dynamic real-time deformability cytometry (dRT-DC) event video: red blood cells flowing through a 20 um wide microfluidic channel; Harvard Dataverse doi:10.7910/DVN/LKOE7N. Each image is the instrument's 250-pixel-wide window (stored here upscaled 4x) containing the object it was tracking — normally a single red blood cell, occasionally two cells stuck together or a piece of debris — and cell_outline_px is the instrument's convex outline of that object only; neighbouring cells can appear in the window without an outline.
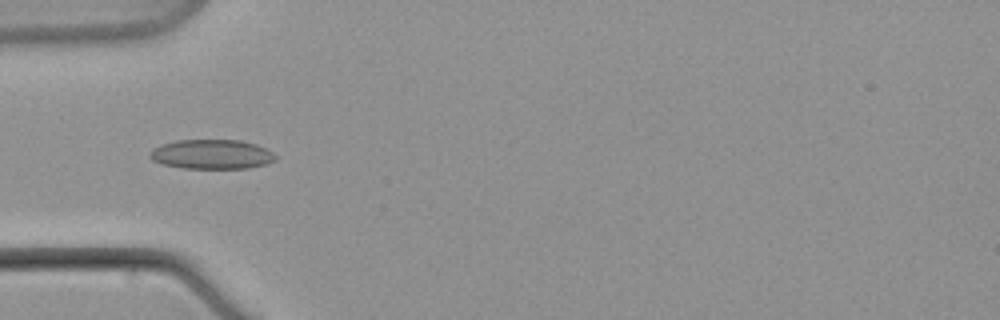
{"species": "common noctule bat (a hibernating species)", "species_latin": "Nyctalus noctula", "temperature_condition": "warm", "stored_images_in_passage": 10, "camera_frame_rate_fps": 3000, "um_per_image_px": 0.085, "animal": {"sex": "male", "body_mass_g": 21.5, "forearm_length_mm": 52.0}, "frame": {"image": 1, "passage_image": 6, "time_ms": 6.333, "image_size_px": [1000, 320], "cell_outline_px": [[276, 160], [268, 164], [248, 168], [184, 168], [164, 164], [152, 160], [148, 156], [148, 152], [152, 148], [160, 144], [176, 140], [240, 140], [256, 144], [272, 152], [276, 156]], "centroid_in_image_um": [17.97, 13.11], "position_along_channel_um": 67.0, "area_um2": 21.73}}
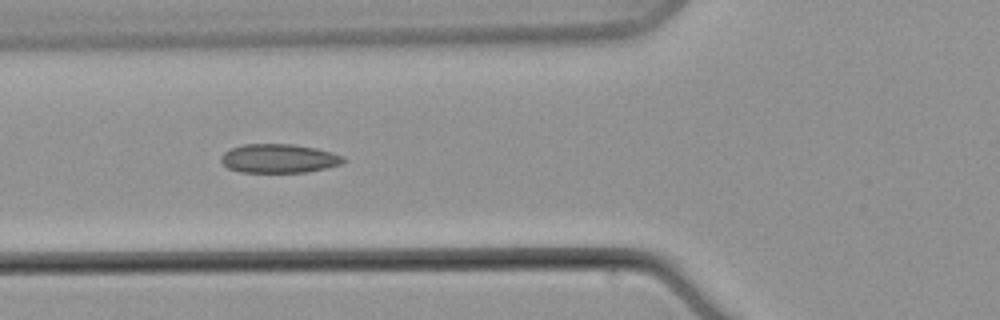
{"frame": {"image": 2, "passage_image": 7, "time_ms": 7.667, "image_size_px": [1000, 320], "cell_outline_px": [[348, 160], [340, 164], [308, 172], [240, 172], [228, 168], [220, 160], [220, 156], [224, 152], [240, 144], [292, 144], [316, 148], [332, 152], [344, 156]], "centroid_in_image_um": [23.71, 13.46], "position_along_channel_um": 102.1, "area_um2": 20.69}}